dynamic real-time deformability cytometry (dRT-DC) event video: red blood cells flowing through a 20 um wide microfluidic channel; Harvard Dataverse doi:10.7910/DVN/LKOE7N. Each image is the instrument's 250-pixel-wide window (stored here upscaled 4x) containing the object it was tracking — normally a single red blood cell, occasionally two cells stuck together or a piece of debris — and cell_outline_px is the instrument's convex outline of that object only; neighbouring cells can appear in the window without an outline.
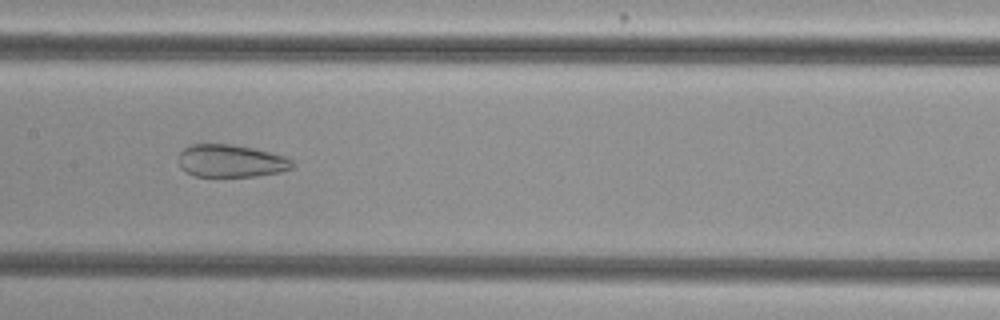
{"species": "common noctule bat (a hibernating species)", "species_latin": "Nyctalus noctula", "temperature_condition": "cold", "stored_images_in_passage": 38, "camera_frame_rate_fps": 3000, "um_per_image_px": 0.085, "animal": {"sex": "female", "body_mass_g": 29.2, "forearm_length_mm": 56.3}, "frame": {"image": 1, "passage_image": 17, "time_ms": 5.333, "image_size_px": [1000, 320], "cell_outline_px": [[292, 168], [280, 172], [256, 176], [192, 176], [180, 168], [180, 152], [184, 148], [192, 144], [232, 144], [252, 148], [284, 156], [292, 160]], "centroid_in_image_um": [19.61, 13.68], "position_along_channel_um": 187.8, "area_um2": 21.44}}
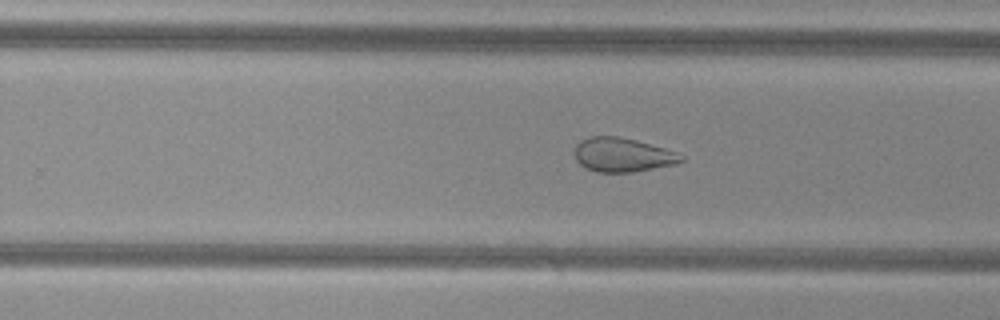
{"frame": {"image": 2, "passage_image": 24, "time_ms": 7.667, "image_size_px": [1000, 320], "cell_outline_px": [[684, 160], [676, 164], [632, 172], [596, 172], [580, 164], [576, 160], [576, 144], [580, 140], [592, 136], [620, 136], [636, 140], [664, 148], [676, 152], [684, 156]], "centroid_in_image_um": [52.93, 13.16], "position_along_channel_um": 276.9, "area_um2": 21.04}}
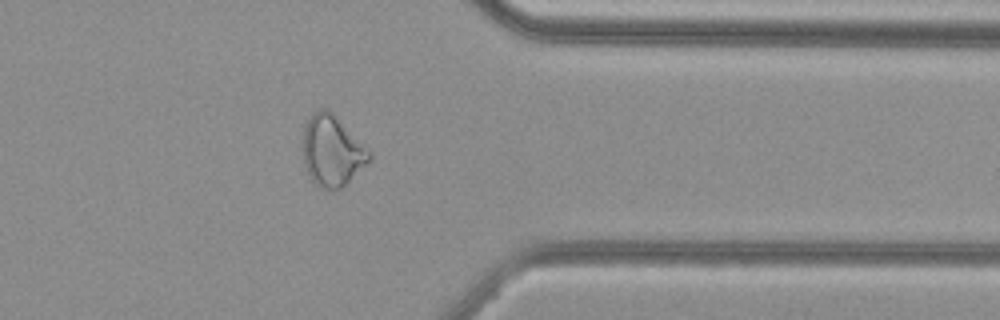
{"frame": {"image": 3, "passage_image": 33, "time_ms": 10.667, "image_size_px": [1000, 320], "cell_outline_px": [[372, 160], [340, 188], [320, 188], [308, 180], [304, 164], [300, 144], [304, 124], [312, 112], [320, 108], [324, 108], [332, 112], [372, 152]], "centroid_in_image_um": [28.17, 12.81], "position_along_channel_um": 383.2, "area_um2": 28.09}}